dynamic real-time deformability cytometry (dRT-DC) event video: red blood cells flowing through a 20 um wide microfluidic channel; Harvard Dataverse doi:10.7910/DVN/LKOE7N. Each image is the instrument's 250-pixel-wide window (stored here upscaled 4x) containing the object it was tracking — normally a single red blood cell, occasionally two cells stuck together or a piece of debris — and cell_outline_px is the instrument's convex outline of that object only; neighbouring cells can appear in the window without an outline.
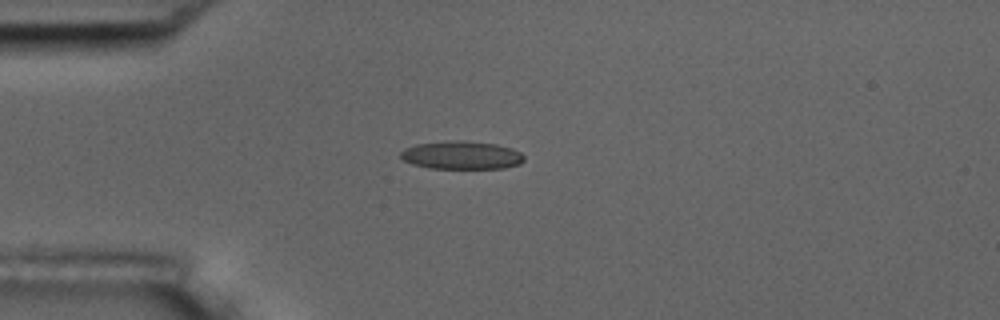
{"species": "common noctule bat (a hibernating species)", "species_latin": "Nyctalus noctula", "temperature_condition": "room temperature", "stored_images_in_passage": 7, "camera_frame_rate_fps": 3000, "um_per_image_px": 0.085, "animal": {"sex": "male", "body_mass_g": 17.5, "forearm_length_mm": 52.3}, "frame": {"image": 1, "passage_image": 1, "time_ms": 0.0, "image_size_px": [1000, 320], "cell_outline_px": [[524, 160], [520, 164], [504, 168], [428, 168], [412, 164], [404, 160], [400, 156], [400, 152], [404, 148], [416, 144], [456, 140], [460, 140], [496, 144], [512, 148], [520, 152], [524, 156]], "centroid_in_image_um": [39.23, 13.19], "position_along_channel_um": 45.8, "area_um2": 20.23}}
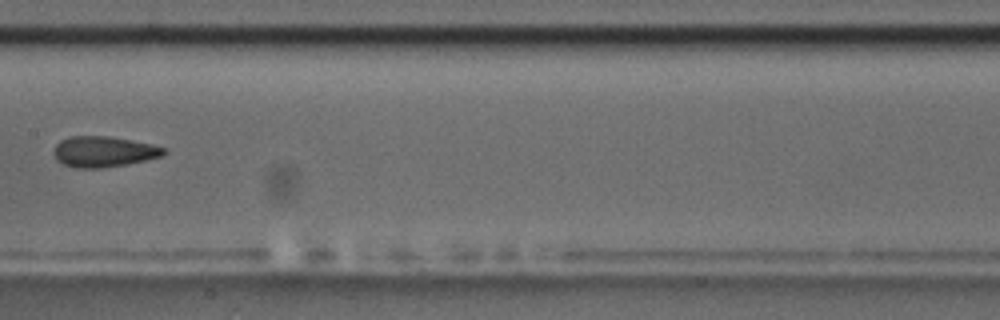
{"frame": {"image": 2, "passage_image": 5, "time_ms": 4.667, "image_size_px": [1000, 320], "cell_outline_px": [[168, 152], [160, 156], [128, 164], [100, 168], [76, 168], [64, 164], [56, 160], [52, 152], [56, 144], [60, 140], [72, 136], [108, 136], [148, 144], [164, 148]], "centroid_in_image_um": [8.74, 12.9], "position_along_channel_um": 198.7, "area_um2": 19.48}}
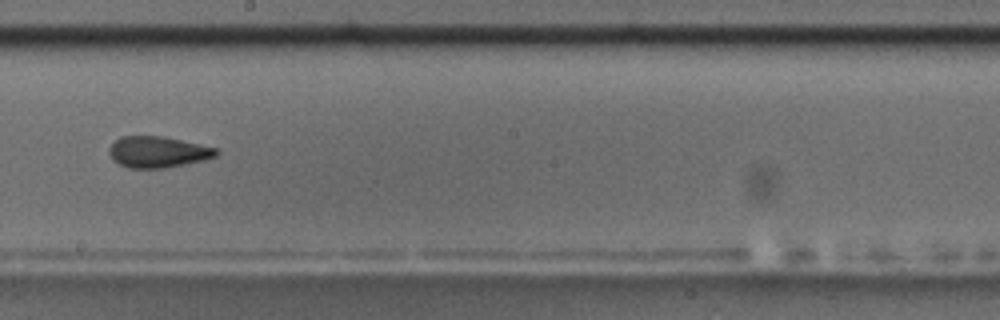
{"frame": {"image": 3, "passage_image": 6, "time_ms": 5.667, "image_size_px": [1000, 320], "cell_outline_px": [[220, 152], [216, 156], [204, 160], [164, 168], [128, 168], [112, 160], [108, 152], [108, 148], [120, 136], [164, 136], [200, 144], [216, 148]], "centroid_in_image_um": [13.4, 12.91], "position_along_channel_um": 234.8, "area_um2": 19.54}}